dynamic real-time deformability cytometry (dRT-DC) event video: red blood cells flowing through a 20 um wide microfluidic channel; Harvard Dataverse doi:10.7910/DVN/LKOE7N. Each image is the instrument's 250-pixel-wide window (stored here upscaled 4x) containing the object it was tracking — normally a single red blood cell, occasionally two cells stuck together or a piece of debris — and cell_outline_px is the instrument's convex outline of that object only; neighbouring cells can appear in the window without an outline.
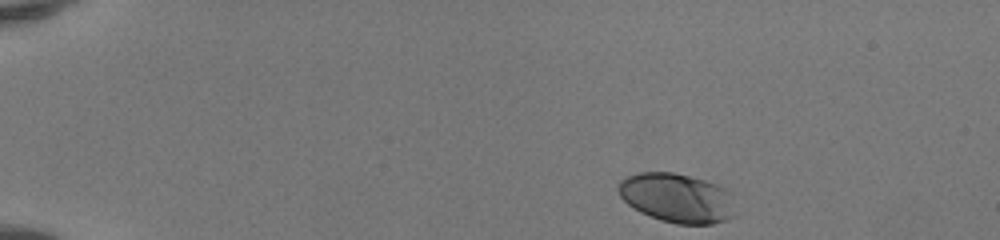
{"species": "human", "species_latin": "Homo sapiens", "temperature_condition": "room temperature", "stored_images_in_passage": 43, "camera_frame_rate_fps": 3000, "um_per_image_px": 0.085, "donor": {"sex": "female"}, "frame": {"image": 1, "passage_image": 1, "time_ms": 0.0, "image_size_px": [1000, 240], "cell_outline_px": [[736, 216], [712, 224], [676, 224], [660, 220], [640, 212], [628, 204], [620, 196], [616, 188], [620, 180], [624, 176], [636, 172], [672, 172], [704, 180], [716, 184], [732, 192]], "centroid_in_image_um": [57.54, 16.82], "position_along_channel_um": 27.5, "area_um2": 34.04}}
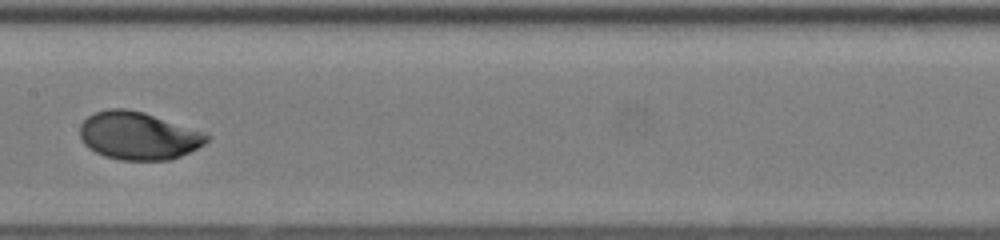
{"frame": {"image": 2, "passage_image": 21, "time_ms": 6.667, "image_size_px": [1000, 240], "cell_outline_px": [[212, 136], [204, 144], [180, 156], [168, 160], [120, 160], [104, 156], [88, 148], [84, 144], [80, 136], [80, 124], [88, 116], [96, 112], [108, 108], [124, 108], [144, 112], [208, 132]], "centroid_in_image_um": [11.78, 11.53], "position_along_channel_um": 195.6, "area_um2": 35.66}}
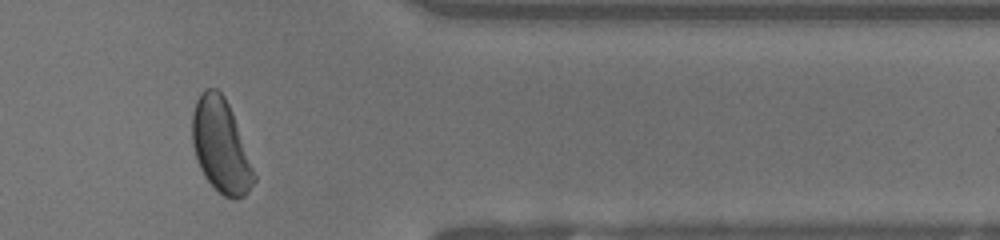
{"frame": {"image": 3, "passage_image": 36, "time_ms": 11.667, "image_size_px": [1000, 240], "cell_outline_px": [[256, 180], [248, 192], [244, 196], [224, 196], [204, 176], [196, 160], [192, 144], [192, 112], [196, 100], [204, 88], [216, 88], [224, 96], [232, 112], [256, 176]], "centroid_in_image_um": [18.74, 12.36], "position_along_channel_um": 392.7, "area_um2": 33.23}, "authors_computed_cell_mechanics": {"area_um2": 34.7378, "velocity_mm_per_s": 4.1381, "shape_relaxation_time_tau1_ms": 2.0006, "shape_relaxation_time_tau2_ms": null, "deformation_change_tau1": 0.1618, "deformation_change_tau2": null}}